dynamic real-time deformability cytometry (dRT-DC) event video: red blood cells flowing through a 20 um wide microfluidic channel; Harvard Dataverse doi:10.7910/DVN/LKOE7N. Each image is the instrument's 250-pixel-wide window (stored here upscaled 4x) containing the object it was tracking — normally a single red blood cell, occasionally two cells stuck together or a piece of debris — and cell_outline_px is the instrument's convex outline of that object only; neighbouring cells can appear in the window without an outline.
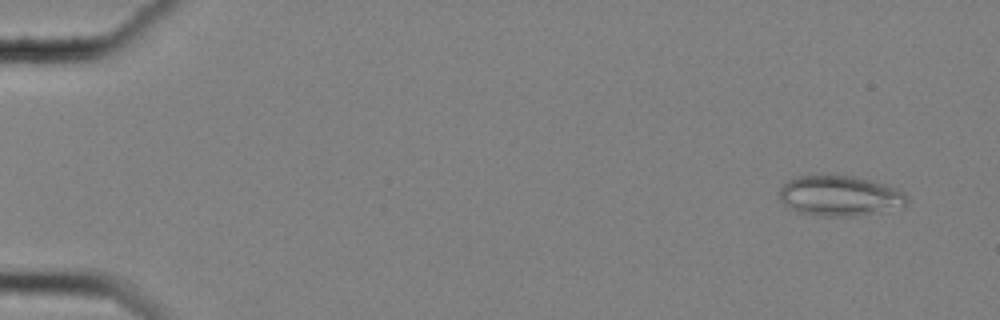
{"species": "common noctule bat (a hibernating species)", "species_latin": "Nyctalus noctula", "temperature_condition": "cold", "stored_images_in_passage": 56, "camera_frame_rate_fps": 3000, "um_per_image_px": 0.085, "animal": {"sex": "female", "body_mass_g": 25.1}, "frame": {"image": 1, "passage_image": 2, "time_ms": 0.333, "image_size_px": [1000, 320], "cell_outline_px": [[908, 200], [904, 204], [880, 212], [852, 216], [816, 216], [796, 212], [780, 200], [780, 188], [788, 180], [796, 176], [856, 176], [872, 180], [896, 188], [904, 192], [908, 196]], "centroid_in_image_um": [71.36, 16.65], "position_along_channel_um": 13.6, "area_um2": 29.82}}
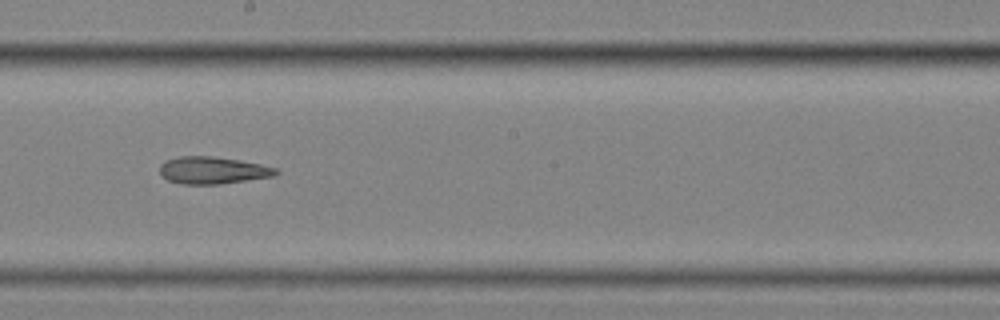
{"frame": {"image": 2, "passage_image": 32, "time_ms": 10.333, "image_size_px": [1000, 320], "cell_outline_px": [[280, 172], [276, 176], [220, 184], [180, 184], [168, 180], [160, 172], [160, 164], [164, 160], [180, 156], [212, 156], [240, 160], [260, 164], [276, 168]], "centroid_in_image_um": [18.09, 14.47], "position_along_channel_um": 230.1, "area_um2": 18.5}}
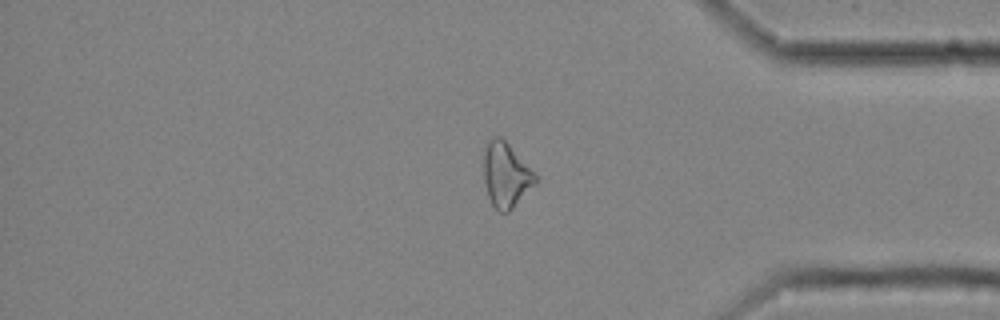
{"frame": {"image": 3, "passage_image": 47, "time_ms": 15.333, "image_size_px": [1000, 320], "cell_outline_px": [[536, 184], [508, 212], [500, 212], [492, 204], [488, 196], [484, 180], [484, 152], [488, 144], [496, 136], [500, 136], [508, 144], [536, 176]], "centroid_in_image_um": [42.99, 14.91], "position_along_channel_um": 392.2, "area_um2": 18.79}, "authors_computed_cell_mechanics": {"area_um2": 20.0277, "velocity_mm_per_s": 3.5506, "shape_relaxation_time_tau1_ms": null, "shape_relaxation_time_tau2_ms": 4.5017, "deformation_change_tau1": null, "deformation_change_tau2": 0.1469}}